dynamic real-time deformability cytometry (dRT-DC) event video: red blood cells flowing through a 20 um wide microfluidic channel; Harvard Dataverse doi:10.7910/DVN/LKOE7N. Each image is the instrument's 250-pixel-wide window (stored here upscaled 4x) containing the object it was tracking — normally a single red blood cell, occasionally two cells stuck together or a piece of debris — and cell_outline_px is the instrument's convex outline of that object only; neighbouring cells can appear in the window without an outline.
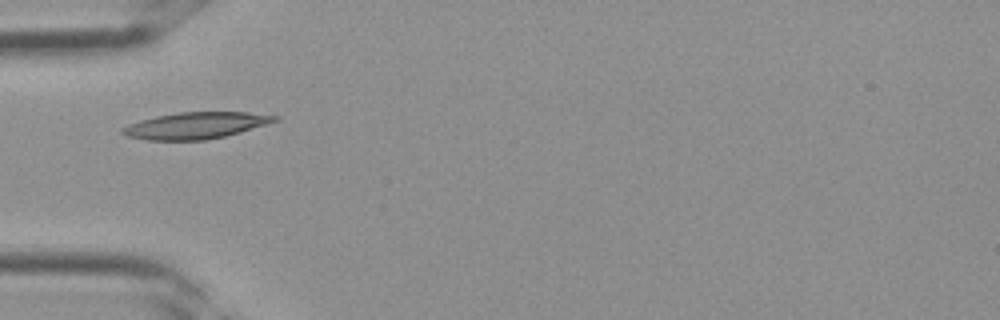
{"species": "Egyptian fruit bat (a non-hibernating species)", "species_latin": "Rousettus aegyptiacus", "temperature_condition": "room temperature", "stored_images_in_passage": 3, "camera_frame_rate_fps": 3000, "um_per_image_px": 0.085, "frame": {"image": 1, "passage_image": 3, "time_ms": 0.667, "image_size_px": [1000, 320], "cell_outline_px": [[280, 120], [240, 132], [224, 136], [204, 140], [144, 140], [124, 136], [120, 132], [120, 128], [128, 124], [140, 120], [156, 116], [180, 112], [248, 112], [280, 116]], "centroid_in_image_um": [16.6, 10.67], "position_along_channel_um": 68.4, "area_um2": 23.7}}